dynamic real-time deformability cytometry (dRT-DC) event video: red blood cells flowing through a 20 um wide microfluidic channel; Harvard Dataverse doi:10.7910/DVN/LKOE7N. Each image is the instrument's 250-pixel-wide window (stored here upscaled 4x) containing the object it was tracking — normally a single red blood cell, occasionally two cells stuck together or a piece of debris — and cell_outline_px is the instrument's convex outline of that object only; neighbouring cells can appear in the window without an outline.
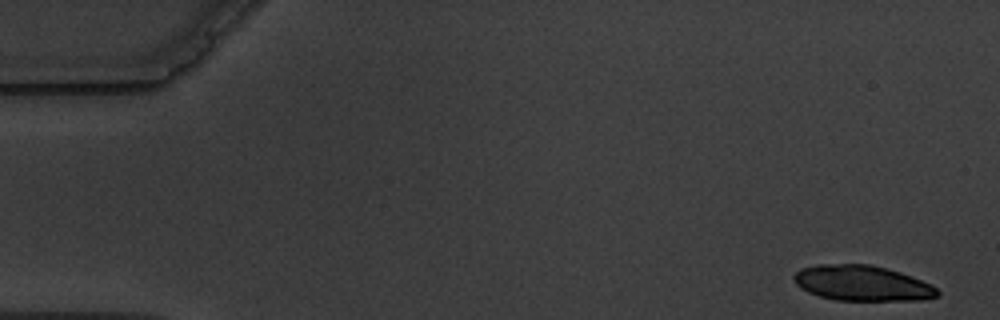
{"species": "common noctule bat (a hibernating species)", "species_latin": "Nyctalus noctula", "temperature_condition": "warm", "stored_images_in_passage": 6, "segment_of_instrument_passage": [1, 2], "camera_frame_rate_fps": 3000, "um_per_image_px": 0.085, "animal": {"sex": "male", "body_mass_g": 19.5, "forearm_length_mm": 54.6}, "frame": {"image": 1, "passage_image": 1, "time_ms": 0.0, "image_size_px": [1000, 320], "cell_outline_px": [[940, 296], [920, 300], [836, 300], [820, 296], [808, 292], [800, 288], [792, 280], [792, 276], [800, 268], [816, 264], [872, 264], [900, 272], [912, 276], [932, 284], [940, 292]], "centroid_in_image_um": [73.27, 24.06], "position_along_channel_um": 11.7, "area_um2": 29.88}}